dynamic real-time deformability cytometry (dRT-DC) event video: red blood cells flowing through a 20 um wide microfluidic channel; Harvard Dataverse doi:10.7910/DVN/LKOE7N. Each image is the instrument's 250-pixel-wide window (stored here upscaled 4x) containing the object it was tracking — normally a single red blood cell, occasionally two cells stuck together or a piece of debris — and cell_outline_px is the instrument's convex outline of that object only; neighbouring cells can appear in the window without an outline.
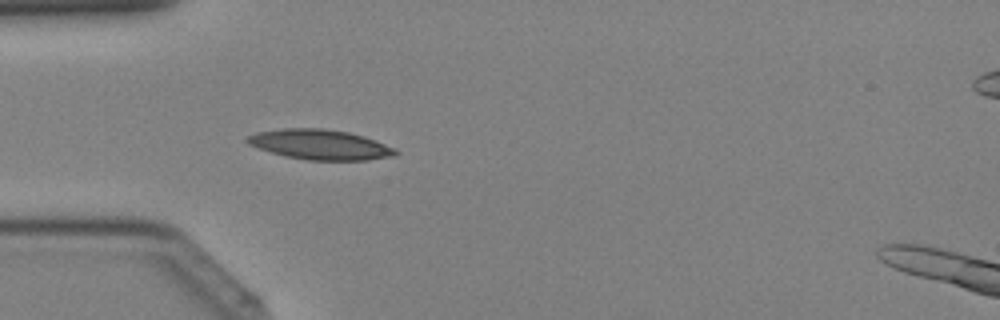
{"species": "Egyptian fruit bat (a non-hibernating species)", "species_latin": "Rousettus aegyptiacus", "temperature_condition": "cold", "stored_images_in_passage": 34, "camera_frame_rate_fps": 3000, "um_per_image_px": 0.085, "animal": {"sex": "female"}, "frame": {"image": 1, "passage_image": 8, "time_ms": 2.333, "image_size_px": [1000, 320], "cell_outline_px": [[400, 152], [392, 156], [368, 160], [308, 160], [284, 156], [248, 144], [244, 140], [248, 136], [256, 132], [284, 128], [324, 128], [348, 132], [364, 136], [396, 148]], "centroid_in_image_um": [27.22, 12.28], "position_along_channel_um": 57.8, "area_um2": 25.95}}
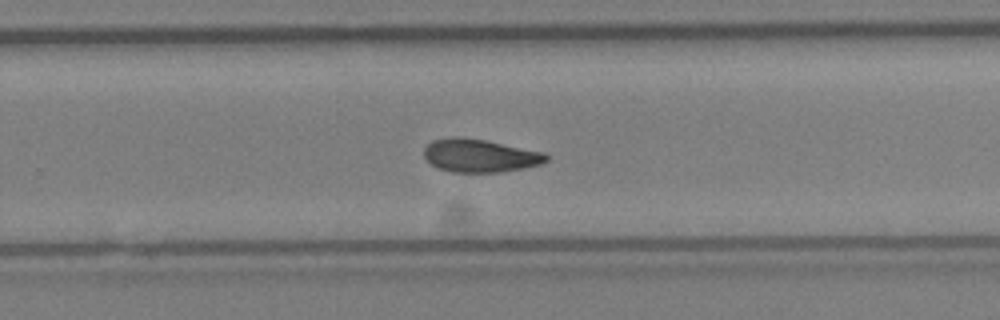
{"frame": {"image": 2, "passage_image": 22, "time_ms": 7.0, "image_size_px": [1000, 320], "cell_outline_px": [[548, 160], [540, 164], [524, 168], [500, 172], [452, 172], [440, 168], [432, 164], [424, 156], [424, 148], [432, 140], [448, 136], [460, 136], [484, 140], [544, 152], [548, 156]], "centroid_in_image_um": [40.77, 13.21], "position_along_channel_um": 289.0, "area_um2": 23.52}}
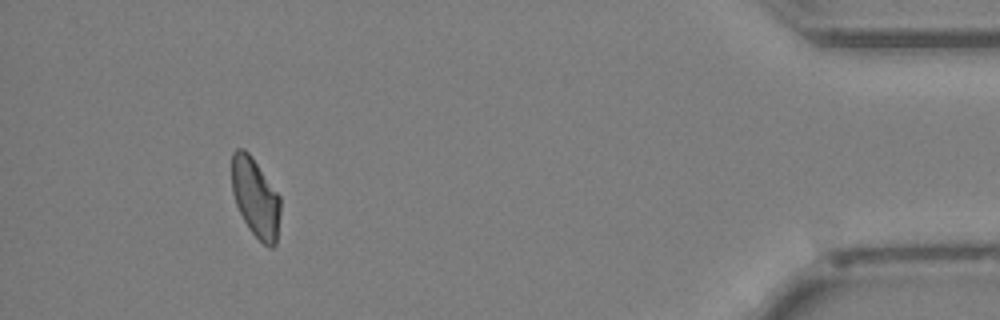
{"frame": {"image": 3, "passage_image": 33, "time_ms": 10.667, "image_size_px": [1000, 320], "cell_outline_px": [[280, 212], [276, 244], [272, 248], [268, 248], [248, 228], [236, 204], [232, 192], [232, 152], [236, 148], [244, 148], [252, 156], [280, 196]], "centroid_in_image_um": [21.71, 16.79], "position_along_channel_um": 413.5, "area_um2": 22.43}}